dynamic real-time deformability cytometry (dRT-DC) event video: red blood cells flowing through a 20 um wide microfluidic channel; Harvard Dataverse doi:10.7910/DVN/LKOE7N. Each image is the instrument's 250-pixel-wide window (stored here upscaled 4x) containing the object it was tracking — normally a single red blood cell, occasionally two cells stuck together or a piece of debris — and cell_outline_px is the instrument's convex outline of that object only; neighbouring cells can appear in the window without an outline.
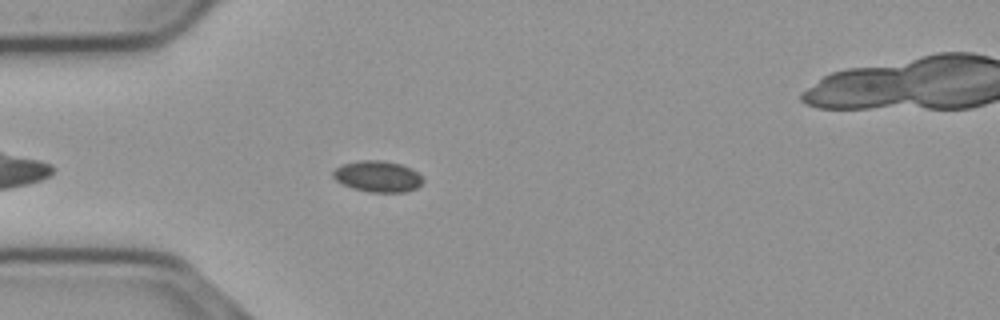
{"species": "common noctule bat (a hibernating species)", "species_latin": "Nyctalus noctula", "temperature_condition": "cold", "stored_images_in_passage": 50, "camera_frame_rate_fps": 3000, "um_per_image_px": 0.085, "animal": {"sex": "male", "body_mass_g": 23.1, "forearm_length_mm": 52.7}, "frame": {"image": 1, "passage_image": 9, "time_ms": 2.667, "image_size_px": [1000, 320], "cell_outline_px": [[424, 180], [416, 188], [404, 192], [368, 192], [352, 188], [336, 180], [332, 176], [332, 172], [336, 168], [344, 164], [360, 160], [384, 160], [400, 164], [412, 168]], "centroid_in_image_um": [32.1, 14.99], "position_along_channel_um": 52.9, "area_um2": 16.24}}
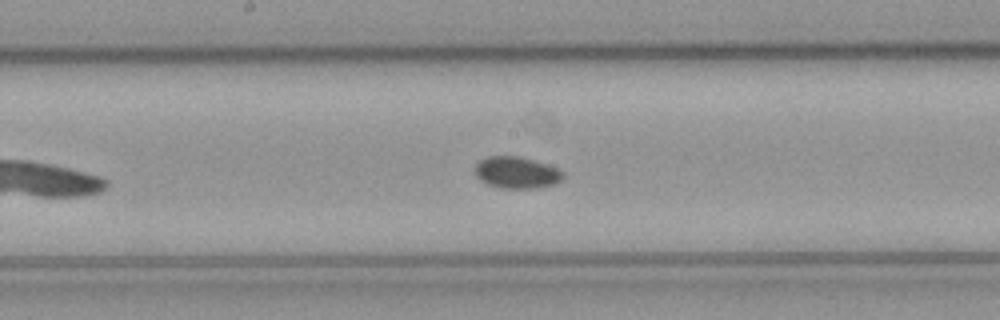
{"frame": {"image": 2, "passage_image": 22, "time_ms": 7.0, "image_size_px": [1000, 320], "cell_outline_px": [[564, 176], [556, 184], [536, 188], [500, 188], [488, 184], [480, 180], [476, 176], [476, 164], [480, 160], [488, 156], [516, 156], [532, 160], [556, 168], [564, 172]], "centroid_in_image_um": [43.9, 14.68], "position_along_channel_um": 204.3, "area_um2": 16.07}}
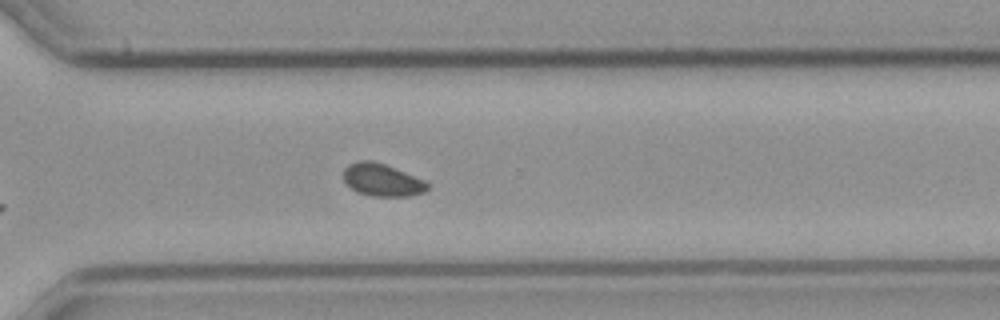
{"frame": {"image": 3, "passage_image": 33, "time_ms": 10.667, "image_size_px": [1000, 320], "cell_outline_px": [[428, 188], [424, 192], [408, 196], [372, 196], [356, 192], [344, 180], [344, 168], [348, 164], [360, 160], [368, 160], [384, 164], [396, 168], [424, 180], [428, 184]], "centroid_in_image_um": [32.47, 15.29], "position_along_channel_um": 338.1, "area_um2": 15.78}}